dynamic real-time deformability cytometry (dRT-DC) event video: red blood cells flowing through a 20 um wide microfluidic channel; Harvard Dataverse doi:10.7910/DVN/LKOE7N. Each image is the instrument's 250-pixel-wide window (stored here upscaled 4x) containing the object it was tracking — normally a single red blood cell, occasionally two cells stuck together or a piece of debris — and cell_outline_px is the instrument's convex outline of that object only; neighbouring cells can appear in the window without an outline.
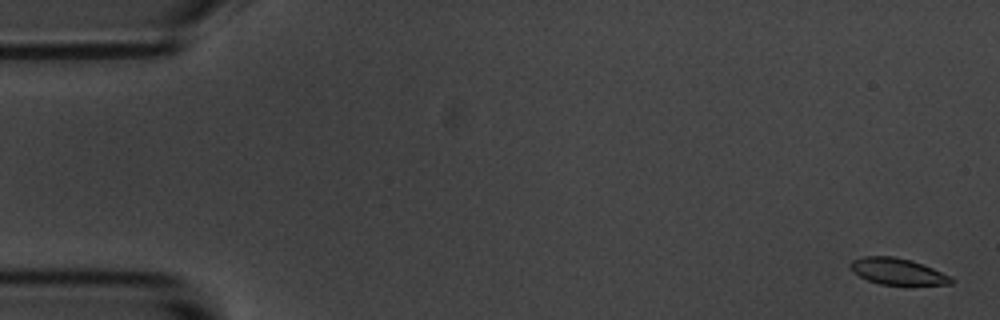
{"species": "common noctule bat (a hibernating species)", "species_latin": "Nyctalus noctula", "temperature_condition": "room temperature", "stored_images_in_passage": 58, "camera_frame_rate_fps": 3000, "um_per_image_px": 0.085, "animal": {"sex": "male", "body_mass_g": 20.1, "forearm_length_mm": 53.5}, "frame": {"image": 1, "passage_image": 2, "time_ms": 0.333, "image_size_px": [1000, 320], "cell_outline_px": [[956, 280], [952, 284], [880, 284], [868, 280], [852, 272], [848, 264], [852, 260], [864, 256], [892, 256], [912, 260], [952, 276]], "centroid_in_image_um": [76.29, 23.06], "position_along_channel_um": 8.7, "area_um2": 15.49}}
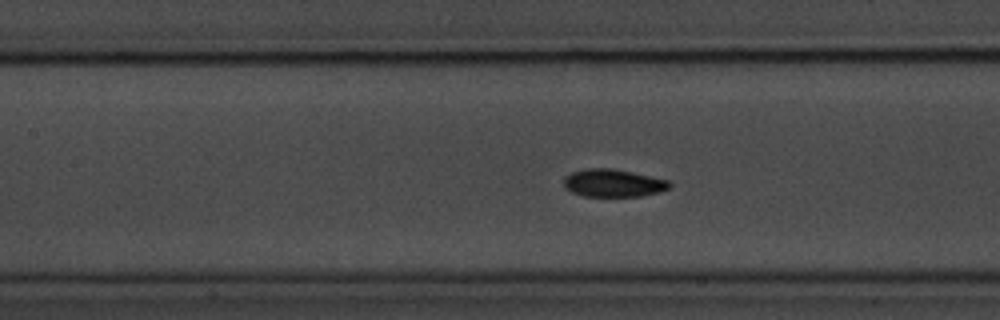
{"frame": {"image": 2, "passage_image": 26, "time_ms": 8.333, "image_size_px": [1000, 320], "cell_outline_px": [[672, 188], [660, 192], [640, 196], [584, 196], [572, 192], [564, 188], [564, 176], [572, 172], [588, 168], [612, 168], [632, 172], [668, 180], [672, 184]], "centroid_in_image_um": [52.13, 15.56], "position_along_channel_um": 155.3, "area_um2": 17.17}}
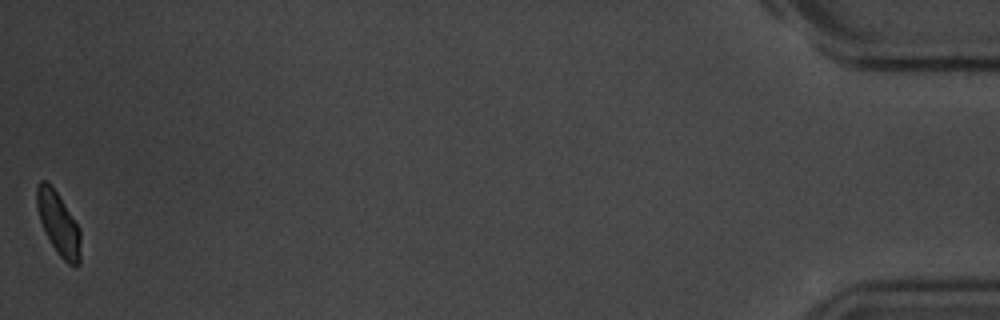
{"frame": {"image": 3, "passage_image": 58, "time_ms": 19.0, "image_size_px": [1000, 320], "cell_outline_px": [[80, 264], [76, 268], [72, 268], [60, 256], [52, 244], [40, 220], [36, 204], [36, 184], [40, 180], [44, 180], [56, 192], [80, 228]], "centroid_in_image_um": [4.98, 19.04], "position_along_channel_um": 430.2, "area_um2": 15.84}, "authors_computed_cell_mechanics": {"area_um2": 16.762, "velocity_mm_per_s": 3.4838, "shape_relaxation_time_tau1_ms": 2.487, "shape_relaxation_time_tau2_ms": 2.5762, "deformation_change_tau1": 0.0893, "deformation_change_tau2": 0.0571}}